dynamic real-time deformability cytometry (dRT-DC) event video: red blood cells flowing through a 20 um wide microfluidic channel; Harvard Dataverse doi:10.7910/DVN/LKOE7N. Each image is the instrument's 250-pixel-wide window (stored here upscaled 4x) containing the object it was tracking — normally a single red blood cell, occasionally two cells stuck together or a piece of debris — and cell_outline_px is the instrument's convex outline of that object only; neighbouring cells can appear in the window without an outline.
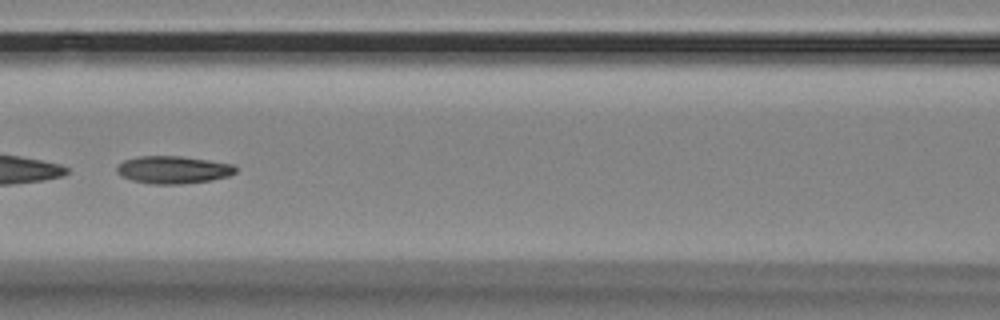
{"species": "Egyptian fruit bat (a non-hibernating species)", "species_latin": "Rousettus aegyptiacus", "temperature_condition": "room temperature", "stored_images_in_passage": 10, "camera_frame_rate_fps": 3000, "um_per_image_px": 0.085, "animal": {"sex": "female"}, "frame": {"image": 1, "passage_image": 4, "time_ms": 1.0, "image_size_px": [1000, 320], "cell_outline_px": [[236, 172], [228, 176], [208, 180], [180, 184], [152, 184], [132, 180], [120, 176], [116, 172], [116, 168], [124, 160], [140, 156], [180, 156], [208, 160], [232, 164], [236, 168]], "centroid_in_image_um": [14.68, 14.43], "position_along_channel_um": 151.9, "area_um2": 18.9}}
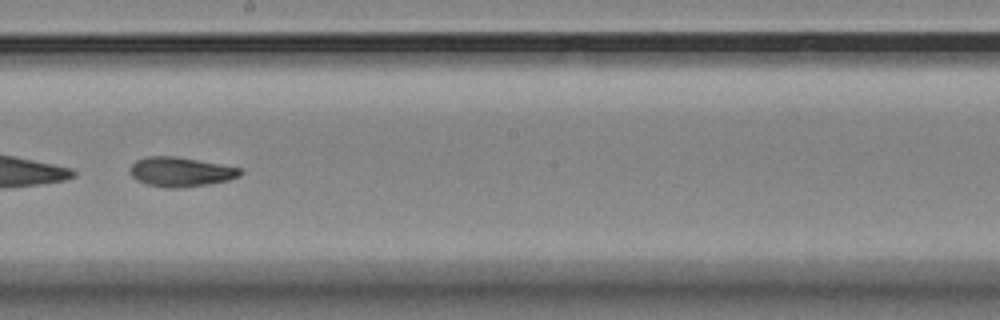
{"frame": {"image": 2, "passage_image": 6, "time_ms": 1.667, "image_size_px": [1000, 320], "cell_outline_px": [[244, 172], [240, 176], [228, 180], [208, 184], [180, 188], [164, 188], [148, 184], [136, 180], [132, 176], [132, 164], [136, 160], [148, 156], [172, 156], [220, 164], [240, 168]], "centroid_in_image_um": [15.37, 14.62], "position_along_channel_um": 232.8, "area_um2": 18.73}}
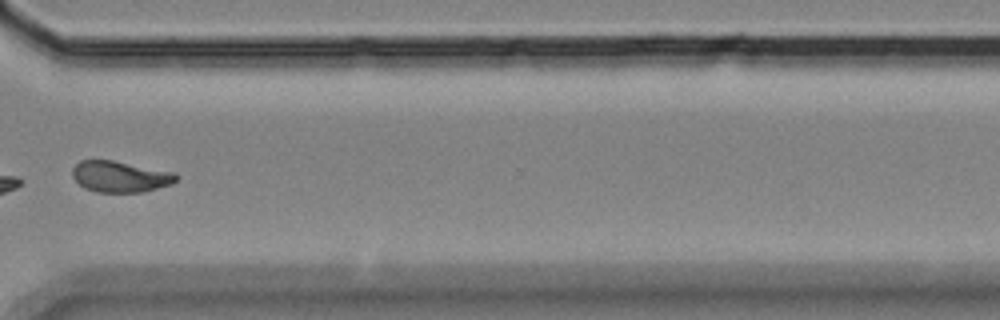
{"frame": {"image": 3, "passage_image": 9, "time_ms": 2.667, "image_size_px": [1000, 320], "cell_outline_px": [[180, 176], [172, 184], [144, 192], [96, 192], [84, 188], [72, 176], [72, 168], [80, 160], [112, 160], [176, 172]], "centroid_in_image_um": [10.24, 15.01], "position_along_channel_um": 360.4, "area_um2": 19.02}}